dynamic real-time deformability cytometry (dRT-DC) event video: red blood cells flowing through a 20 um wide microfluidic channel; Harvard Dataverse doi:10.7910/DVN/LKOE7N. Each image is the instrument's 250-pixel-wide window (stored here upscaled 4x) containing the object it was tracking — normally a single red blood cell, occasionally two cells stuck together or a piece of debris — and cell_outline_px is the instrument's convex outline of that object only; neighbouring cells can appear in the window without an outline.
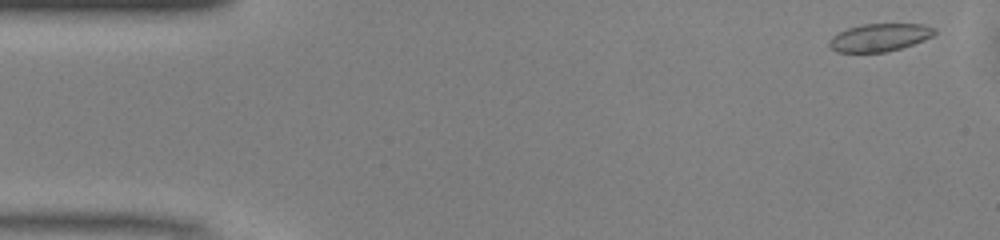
{"species": "common noctule bat (a hibernating species)", "species_latin": "Nyctalus noctula", "temperature_condition": "warm", "stored_images_in_passage": 39, "camera_frame_rate_fps": 3000, "um_per_image_px": 0.085, "animal": {"sex": "male", "body_mass_g": 13.0, "forearm_length_mm": 53.1}, "frame": {"image": 1, "passage_image": 2, "time_ms": 0.333, "image_size_px": [1000, 240], "cell_outline_px": [[936, 32], [932, 36], [924, 40], [888, 52], [836, 52], [828, 44], [828, 40], [832, 36], [848, 28], [864, 24], [920, 24], [936, 28]], "centroid_in_image_um": [74.75, 3.19], "position_along_channel_um": 10.2, "area_um2": 16.94}}
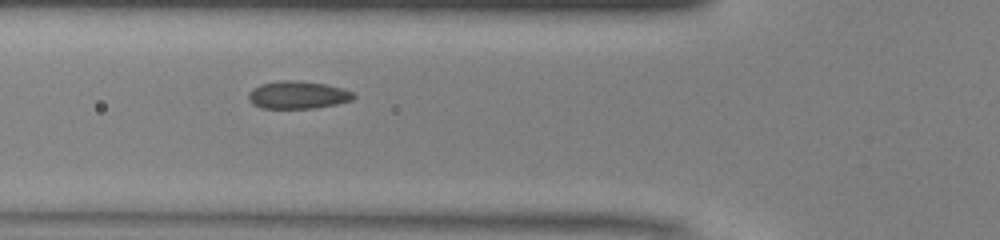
{"frame": {"image": 2, "passage_image": 17, "time_ms": 5.333, "image_size_px": [1000, 240], "cell_outline_px": [[356, 96], [352, 100], [336, 104], [312, 108], [260, 108], [252, 104], [248, 100], [248, 92], [252, 88], [260, 84], [280, 80], [296, 80], [324, 84], [344, 88], [352, 92]], "centroid_in_image_um": [25.27, 8.06], "position_along_channel_um": 100.5, "area_um2": 17.05}}
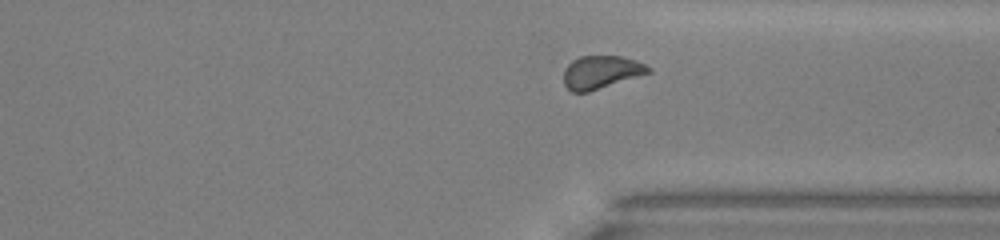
{"frame": {"image": 3, "passage_image": 36, "time_ms": 11.667, "image_size_px": [1000, 240], "cell_outline_px": [[652, 72], [588, 92], [572, 92], [564, 84], [564, 68], [572, 60], [580, 56], [620, 56], [636, 60], [652, 68]], "centroid_in_image_um": [51.09, 6.13], "position_along_channel_um": 360.3, "area_um2": 16.3}, "authors_computed_cell_mechanics": {"area_um2": 16.9354, "velocity_mm_per_s": 4.1042, "shape_relaxation_time_tau1_ms": 5.0665, "shape_relaxation_time_tau2_ms": 0.6591, "deformation_change_tau1": 0.1195, "deformation_change_tau2": 0.0467}}